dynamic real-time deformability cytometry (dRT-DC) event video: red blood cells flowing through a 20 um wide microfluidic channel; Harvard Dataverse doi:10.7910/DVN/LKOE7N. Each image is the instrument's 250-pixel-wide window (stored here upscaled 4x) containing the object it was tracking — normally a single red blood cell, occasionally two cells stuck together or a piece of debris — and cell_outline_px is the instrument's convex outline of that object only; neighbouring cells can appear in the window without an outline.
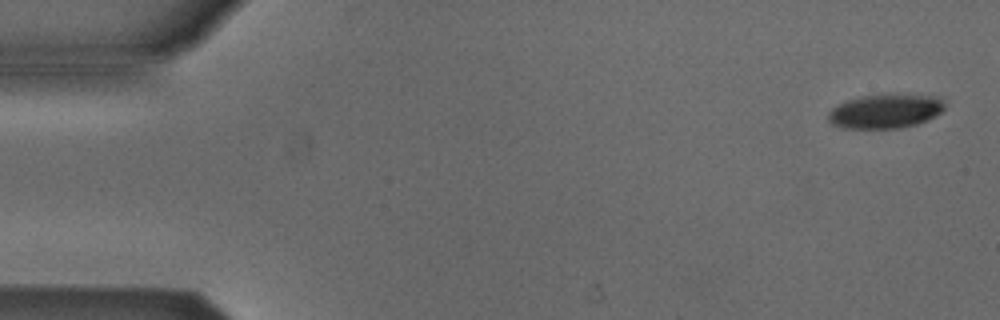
{"species": "Egyptian fruit bat (a non-hibernating species)", "species_latin": "Rousettus aegyptiacus", "temperature_condition": "cold", "stored_images_in_passage": 6, "camera_frame_rate_fps": 3000, "um_per_image_px": 0.085, "animal": {"sex": "male"}, "frame": {"image": 1, "passage_image": 1, "time_ms": 0.0, "image_size_px": [1000, 320], "cell_outline_px": [[944, 108], [936, 116], [928, 120], [916, 124], [900, 128], [844, 128], [832, 124], [828, 120], [828, 112], [832, 108], [848, 100], [860, 96], [892, 92], [940, 96], [944, 104]], "centroid_in_image_um": [75.29, 9.41], "position_along_channel_um": 9.7, "area_um2": 23.76}}
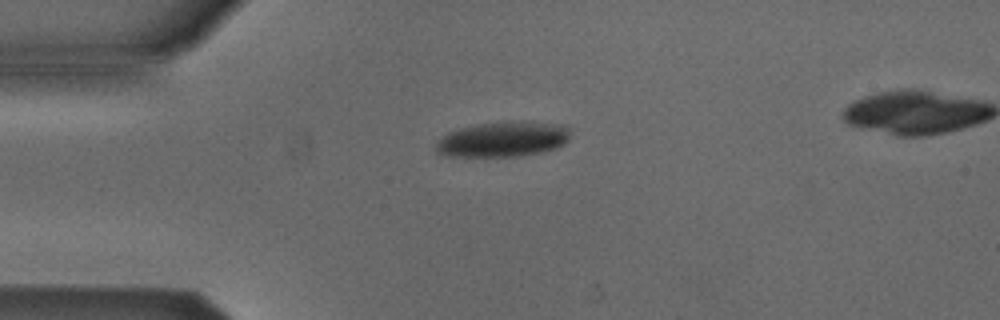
{"frame": {"image": 2, "passage_image": 4, "time_ms": 1.0, "image_size_px": [1000, 320], "cell_outline_px": [[568, 140], [564, 144], [556, 148], [540, 152], [520, 156], [448, 156], [440, 152], [436, 148], [436, 144], [448, 132], [460, 128], [480, 124], [512, 120], [524, 120], [564, 124], [568, 128]], "centroid_in_image_um": [42.82, 11.81], "position_along_channel_um": 42.2, "area_um2": 27.57}}
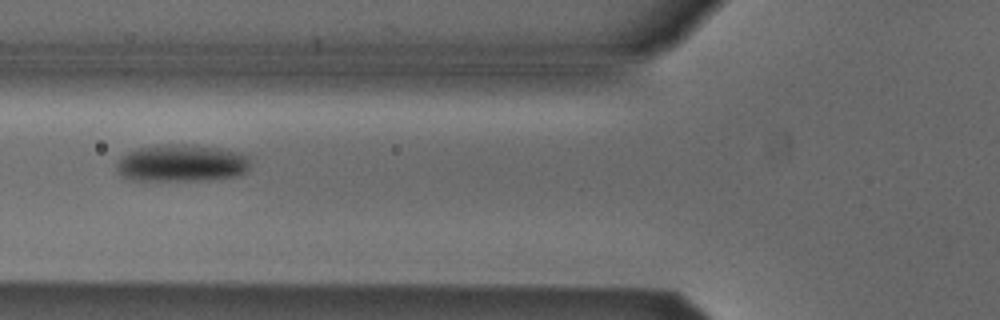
{"frame": {"image": 3, "passage_image": 6, "time_ms": 1.667, "image_size_px": [1000, 320], "cell_outline_px": [[248, 168], [240, 176], [212, 180], [132, 180], [120, 176], [116, 164], [120, 156], [136, 148], [160, 144], [188, 144], [216, 148], [240, 152], [248, 156]], "centroid_in_image_um": [15.41, 13.87], "position_along_channel_um": 110.4, "area_um2": 29.25}}